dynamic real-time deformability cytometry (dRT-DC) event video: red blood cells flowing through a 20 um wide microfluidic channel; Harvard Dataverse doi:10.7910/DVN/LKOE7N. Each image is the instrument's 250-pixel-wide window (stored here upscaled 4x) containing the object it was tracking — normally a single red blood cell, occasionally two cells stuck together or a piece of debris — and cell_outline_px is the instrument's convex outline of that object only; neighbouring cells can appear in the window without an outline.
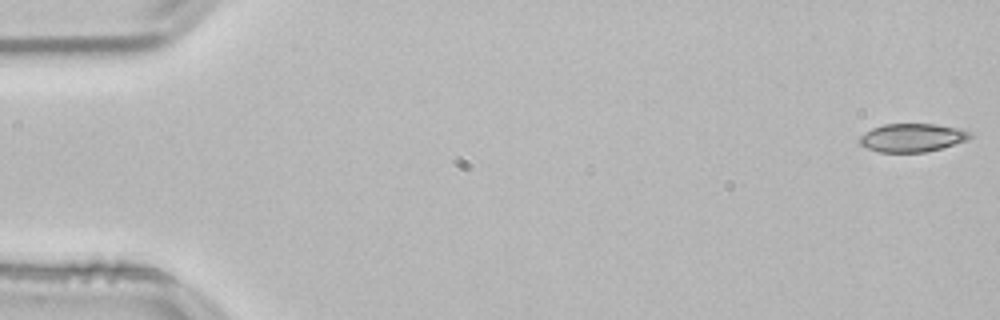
{"species": "common noctule bat (a hibernating species)", "species_latin": "Nyctalus noctula", "temperature_condition": "room temperature", "stored_images_in_passage": 50, "camera_frame_rate_fps": 3000, "um_per_image_px": 0.085, "animal": {"sex": "male", "body_mass_g": 21.5, "forearm_length_mm": 52.0}, "frame": {"image": 1, "passage_image": 1, "time_ms": 0.0, "image_size_px": [1000, 320], "cell_outline_px": [[972, 136], [968, 140], [940, 148], [924, 152], [880, 152], [868, 148], [860, 144], [860, 136], [864, 132], [872, 128], [884, 124], [936, 124], [956, 128], [972, 132]], "centroid_in_image_um": [77.53, 11.69], "position_along_channel_um": 7.5, "area_um2": 18.09}}
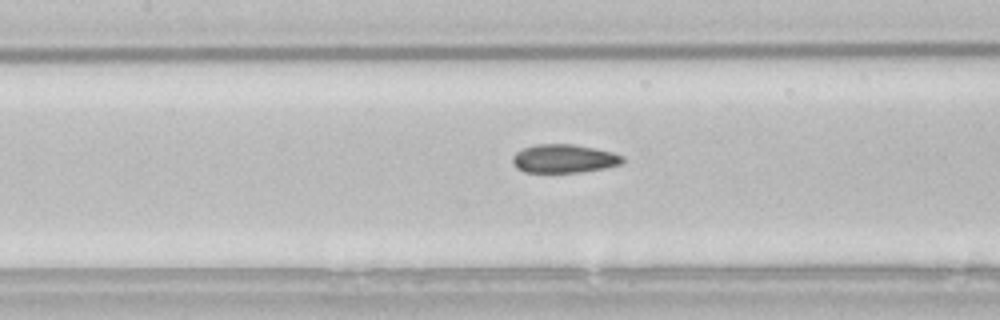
{"frame": {"image": 2, "passage_image": 24, "time_ms": 7.667, "image_size_px": [1000, 320], "cell_outline_px": [[624, 164], [604, 168], [580, 172], [524, 172], [516, 168], [512, 164], [512, 156], [516, 152], [524, 148], [536, 144], [572, 144], [596, 148], [612, 152], [624, 156]], "centroid_in_image_um": [47.95, 13.48], "position_along_channel_um": 159.5, "area_um2": 18.44}}
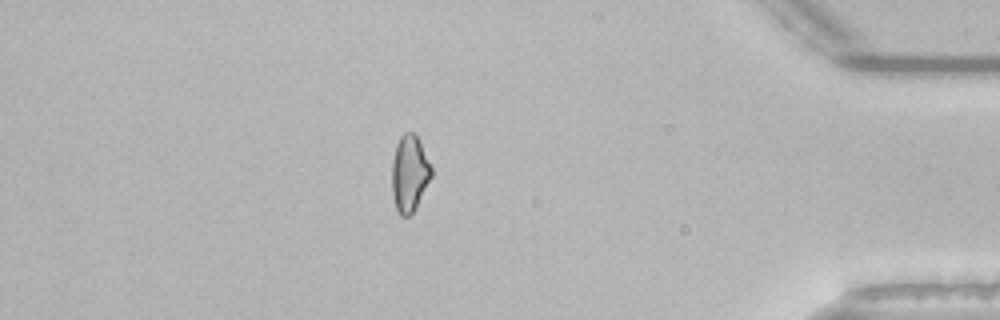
{"frame": {"image": 3, "passage_image": 46, "time_ms": 15.0, "image_size_px": [1000, 320], "cell_outline_px": [[432, 176], [416, 208], [408, 216], [400, 216], [396, 212], [392, 196], [392, 160], [396, 144], [400, 136], [404, 132], [412, 132], [416, 136], [432, 168]], "centroid_in_image_um": [34.78, 14.78], "position_along_channel_um": 400.4, "area_um2": 17.63}}